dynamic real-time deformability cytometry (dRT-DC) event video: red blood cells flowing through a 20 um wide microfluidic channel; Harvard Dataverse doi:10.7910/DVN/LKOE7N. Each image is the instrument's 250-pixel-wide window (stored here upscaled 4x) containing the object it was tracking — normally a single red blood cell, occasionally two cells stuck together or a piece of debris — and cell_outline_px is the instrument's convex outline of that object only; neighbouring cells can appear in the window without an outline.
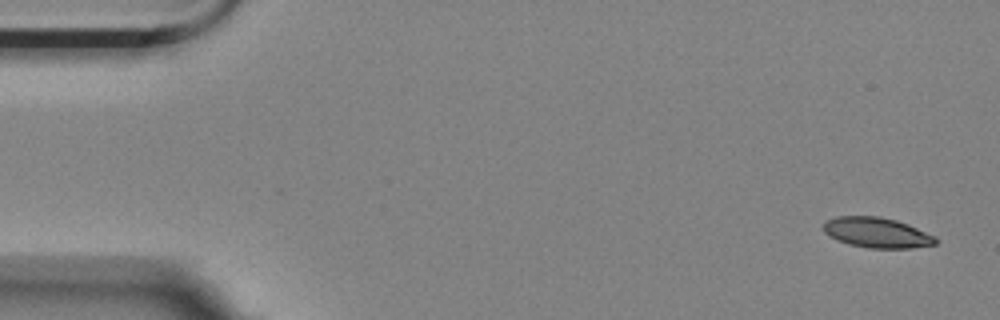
{"species": "Egyptian fruit bat (a non-hibernating species)", "species_latin": "Rousettus aegyptiacus", "temperature_condition": "room temperature", "stored_images_in_passage": 5, "camera_frame_rate_fps": 3000, "um_per_image_px": 0.085, "animal": {"sex": "female"}, "frame": {"image": 1, "passage_image": 1, "time_ms": 0.0, "image_size_px": [1000, 320], "cell_outline_px": [[940, 240], [936, 244], [912, 248], [868, 248], [848, 244], [836, 240], [824, 232], [824, 220], [836, 216], [880, 216], [896, 220], [908, 224], [936, 236]], "centroid_in_image_um": [74.55, 19.77], "position_along_channel_um": 10.5, "area_um2": 20.06}}
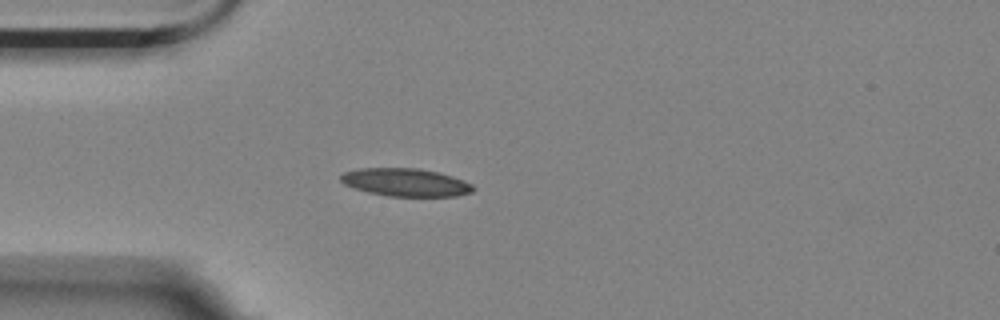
{"frame": {"image": 2, "passage_image": 4, "time_ms": 1.0, "image_size_px": [1000, 320], "cell_outline_px": [[476, 188], [472, 192], [456, 196], [388, 196], [368, 192], [352, 188], [344, 184], [340, 180], [340, 176], [344, 172], [360, 168], [420, 168], [452, 176], [472, 184]], "centroid_in_image_um": [34.46, 15.5], "position_along_channel_um": 50.5, "area_um2": 21.56}}